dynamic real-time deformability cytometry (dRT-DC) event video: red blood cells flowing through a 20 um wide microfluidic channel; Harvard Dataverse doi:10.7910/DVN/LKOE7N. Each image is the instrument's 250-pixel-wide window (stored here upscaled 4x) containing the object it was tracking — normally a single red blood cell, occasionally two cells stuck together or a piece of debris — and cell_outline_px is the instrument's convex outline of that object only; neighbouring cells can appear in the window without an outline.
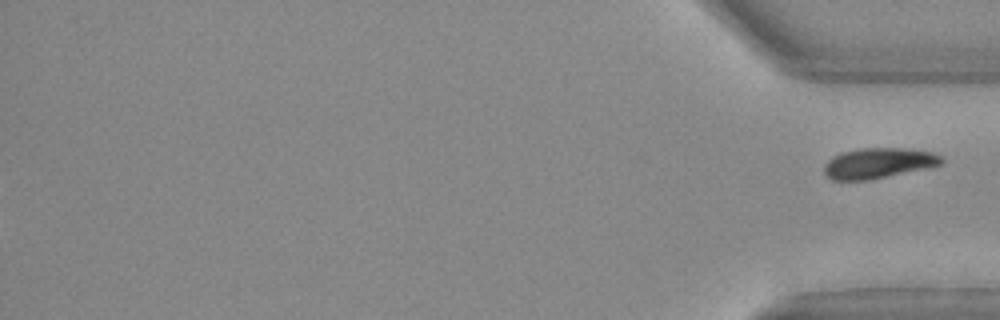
{"species": "Egyptian fruit bat (a non-hibernating species)", "species_latin": "Rousettus aegyptiacus", "temperature_condition": "warm", "stored_images_in_passage": 38, "segment_of_instrument_passage": [2, 2], "camera_frame_rate_fps": 3000, "um_per_image_px": 0.085, "animal": {"sex": "female"}, "frame": {"image": 1, "passage_image": 38, "time_ms": 12.333, "image_size_px": [1000, 320], "cell_outline_px": [[944, 160], [940, 164], [884, 176], [864, 180], [832, 180], [824, 172], [824, 164], [832, 156], [840, 152], [860, 148], [908, 148], [932, 152], [940, 156]], "centroid_in_image_um": [74.58, 13.84], "position_along_channel_um": 360.6, "area_um2": 20.35}}